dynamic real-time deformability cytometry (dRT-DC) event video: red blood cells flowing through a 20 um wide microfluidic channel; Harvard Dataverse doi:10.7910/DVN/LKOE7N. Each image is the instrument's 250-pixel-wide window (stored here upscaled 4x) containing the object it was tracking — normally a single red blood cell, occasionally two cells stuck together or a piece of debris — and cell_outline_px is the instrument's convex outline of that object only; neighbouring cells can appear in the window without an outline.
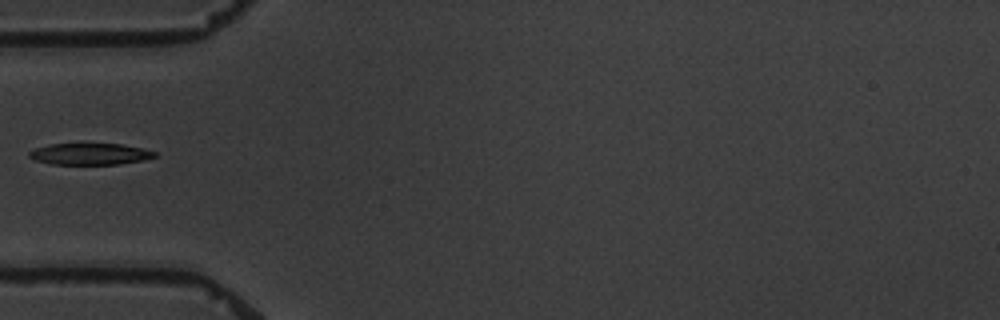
{"species": "common noctule bat (a hibernating species)", "species_latin": "Nyctalus noctula", "temperature_condition": "warm", "stored_images_in_passage": 4, "camera_frame_rate_fps": 3000, "um_per_image_px": 0.085, "animal": {"sex": "male", "body_mass_g": 19.5, "forearm_length_mm": 54.6}, "frame": {"image": 1, "passage_image": 2, "time_ms": 1.333, "image_size_px": [1000, 320], "cell_outline_px": [[156, 156], [144, 160], [116, 164], [52, 164], [36, 160], [28, 156], [28, 152], [36, 148], [52, 144], [120, 144], [144, 148], [156, 152]], "centroid_in_image_um": [7.67, 13.09], "position_along_channel_um": 77.3, "area_um2": 15.55}}
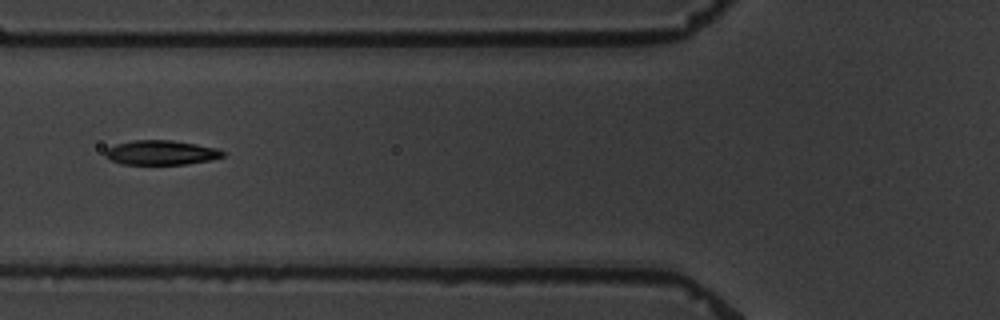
{"frame": {"image": 2, "passage_image": 3, "time_ms": 2.333, "image_size_px": [1000, 320], "cell_outline_px": [[224, 156], [208, 160], [184, 164], [120, 164], [104, 156], [104, 152], [108, 148], [116, 144], [136, 140], [172, 140], [196, 144], [216, 148], [224, 152]], "centroid_in_image_um": [13.66, 12.97], "position_along_channel_um": 112.1, "area_um2": 16.59}}
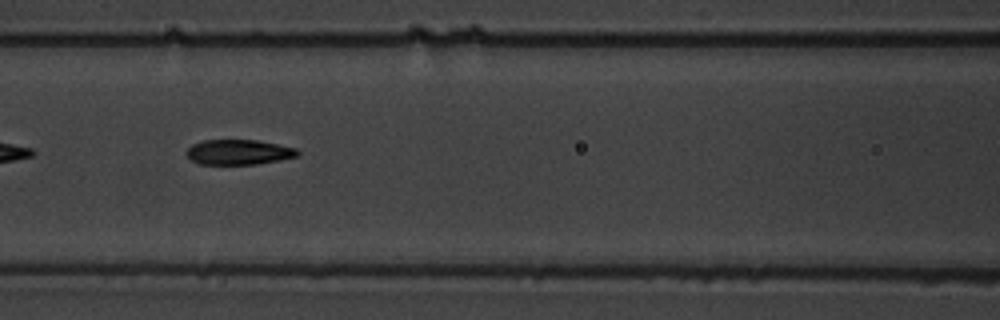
{"frame": {"image": 3, "passage_image": 4, "time_ms": 3.333, "image_size_px": [1000, 320], "cell_outline_px": [[300, 156], [280, 160], [256, 164], [200, 164], [192, 160], [184, 152], [192, 144], [204, 140], [256, 140], [296, 148], [300, 152]], "centroid_in_image_um": [20.3, 12.93], "position_along_channel_um": 146.3, "area_um2": 16.24}}